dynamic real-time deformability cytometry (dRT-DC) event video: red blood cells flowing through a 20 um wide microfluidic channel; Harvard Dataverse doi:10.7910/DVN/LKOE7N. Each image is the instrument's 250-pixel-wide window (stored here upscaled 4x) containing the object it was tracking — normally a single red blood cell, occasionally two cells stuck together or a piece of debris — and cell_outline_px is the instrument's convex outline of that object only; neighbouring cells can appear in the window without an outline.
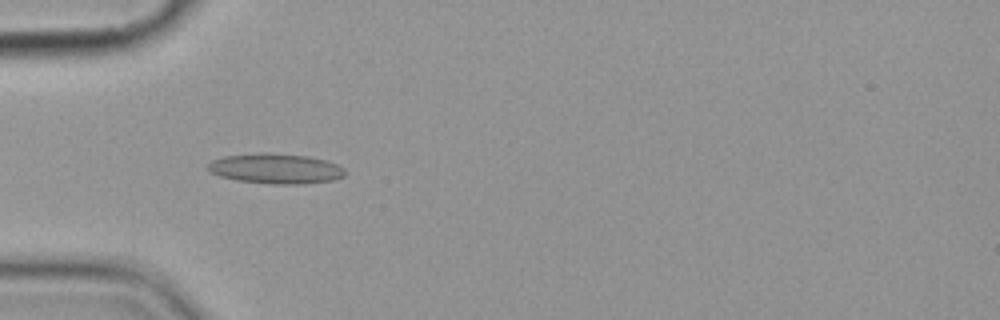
{"species": "common noctule bat (a hibernating species)", "species_latin": "Nyctalus noctula", "temperature_condition": "cold", "stored_images_in_passage": 6, "camera_frame_rate_fps": 3000, "um_per_image_px": 0.085, "animal": {"sex": "female", "body_mass_g": 19.9}, "frame": {"image": 1, "passage_image": 5, "time_ms": 5.0, "image_size_px": [1000, 320], "cell_outline_px": [[344, 176], [336, 180], [300, 184], [268, 184], [236, 180], [220, 176], [208, 172], [208, 164], [212, 160], [224, 156], [264, 152], [304, 156], [324, 160], [336, 164], [344, 168]], "centroid_in_image_um": [23.41, 14.34], "position_along_channel_um": 61.6, "area_um2": 24.04}}
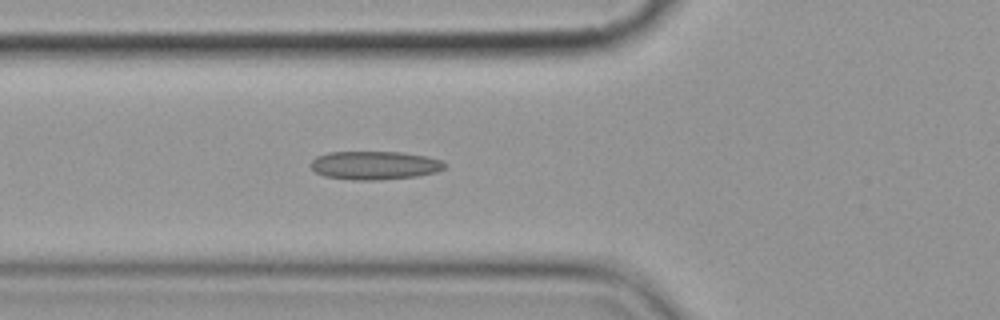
{"frame": {"image": 2, "passage_image": 6, "time_ms": 6.0, "image_size_px": [1000, 320], "cell_outline_px": [[444, 168], [436, 172], [416, 176], [380, 180], [352, 180], [324, 176], [316, 172], [308, 164], [316, 156], [328, 152], [400, 152], [424, 156], [440, 160], [444, 164]], "centroid_in_image_um": [31.78, 14.06], "position_along_channel_um": 94.0, "area_um2": 22.14}}